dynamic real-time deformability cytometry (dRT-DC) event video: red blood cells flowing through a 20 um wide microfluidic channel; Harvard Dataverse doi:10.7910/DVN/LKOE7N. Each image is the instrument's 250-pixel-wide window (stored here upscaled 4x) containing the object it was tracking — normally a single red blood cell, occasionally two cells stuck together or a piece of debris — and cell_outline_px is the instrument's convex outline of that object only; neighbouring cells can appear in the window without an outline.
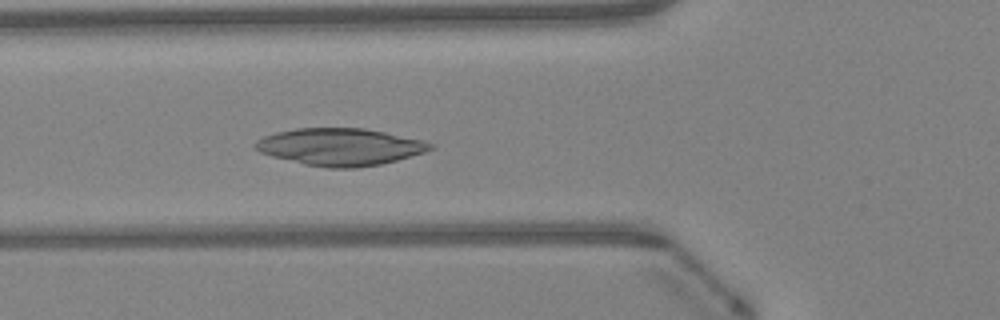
{"species": "Egyptian fruit bat (a non-hibernating species)", "species_latin": "Rousettus aegyptiacus", "temperature_condition": "warm", "stored_images_in_passage": 47, "camera_frame_rate_fps": 3000, "um_per_image_px": 0.085, "animal": {"sex": "female"}, "frame": {"image": 1, "passage_image": 17, "time_ms": 5.333, "image_size_px": [1000, 320], "cell_outline_px": [[436, 148], [424, 152], [396, 160], [380, 164], [356, 168], [328, 168], [304, 164], [272, 156], [260, 152], [252, 144], [256, 140], [264, 136], [276, 132], [296, 128], [364, 128], [424, 140], [436, 144]], "centroid_in_image_um": [28.92, 12.48], "position_along_channel_um": 96.9, "area_um2": 37.97}}
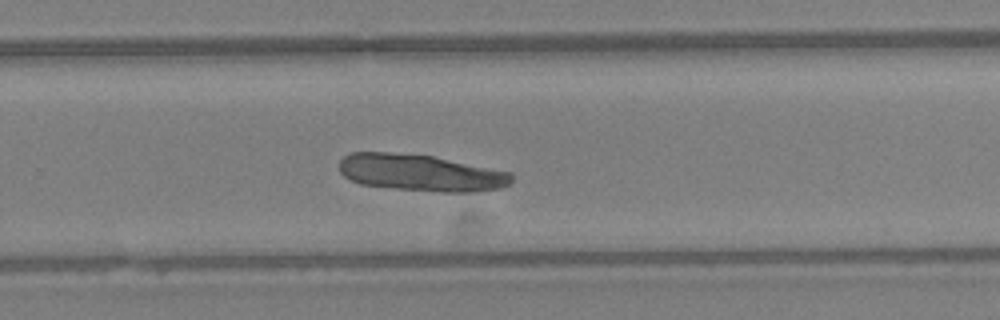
{"frame": {"image": 2, "passage_image": 31, "time_ms": 10.0, "image_size_px": [1000, 320], "cell_outline_px": [[512, 180], [508, 184], [500, 188], [472, 192], [444, 192], [396, 188], [360, 184], [344, 176], [340, 172], [340, 160], [348, 152], [388, 152], [432, 156], [512, 172]], "centroid_in_image_um": [35.75, 14.68], "position_along_channel_um": 294.0, "area_um2": 36.7}}
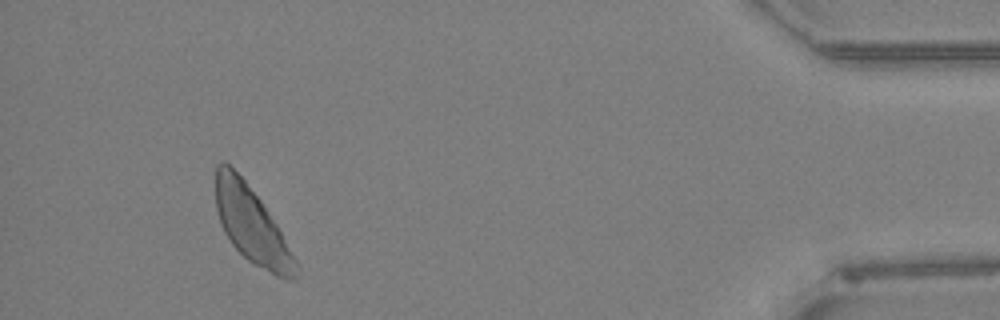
{"frame": {"image": 3, "passage_image": 44, "time_ms": 14.333, "image_size_px": [1000, 320], "cell_outline_px": [[300, 268], [296, 280], [284, 280], [252, 264], [232, 244], [224, 232], [220, 224], [216, 208], [216, 164], [220, 160], [224, 160], [244, 180], [260, 200], [276, 224], [300, 264]], "centroid_in_image_um": [21.42, 19.19], "position_along_channel_um": 413.8, "area_um2": 35.72}}